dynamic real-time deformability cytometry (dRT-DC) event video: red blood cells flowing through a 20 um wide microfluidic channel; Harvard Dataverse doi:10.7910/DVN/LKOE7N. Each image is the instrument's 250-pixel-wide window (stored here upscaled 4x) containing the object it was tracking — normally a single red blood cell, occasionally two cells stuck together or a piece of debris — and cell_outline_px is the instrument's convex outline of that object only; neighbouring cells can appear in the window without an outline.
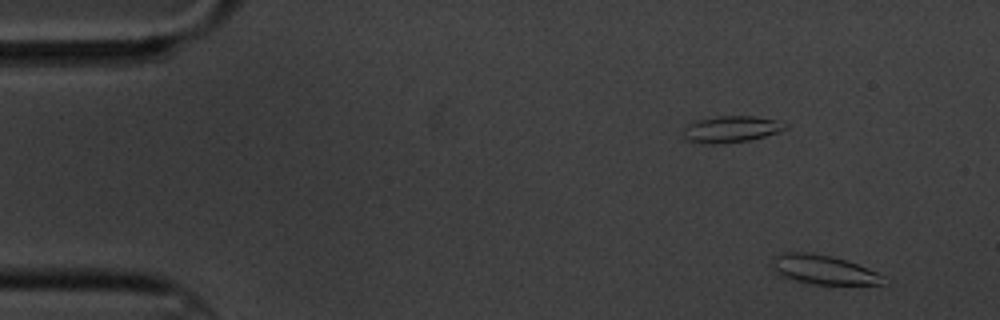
{"species": "common noctule bat (a hibernating species)", "species_latin": "Nyctalus noctula", "temperature_condition": "cold", "stored_images_in_passage": 8, "camera_frame_rate_fps": 3000, "um_per_image_px": 0.085, "animal": {"sex": "male", "body_mass_g": 20.1, "forearm_length_mm": 53.5}, "frame": {"image": 1, "passage_image": 1, "time_ms": 0.0, "image_size_px": [1000, 320], "cell_outline_px": [[884, 284], [812, 284], [792, 280], [780, 276], [768, 264], [776, 256], [784, 252], [808, 252], [832, 256], [868, 268], [884, 276]], "centroid_in_image_um": [69.92, 22.92], "position_along_channel_um": 15.1, "area_um2": 18.96}}
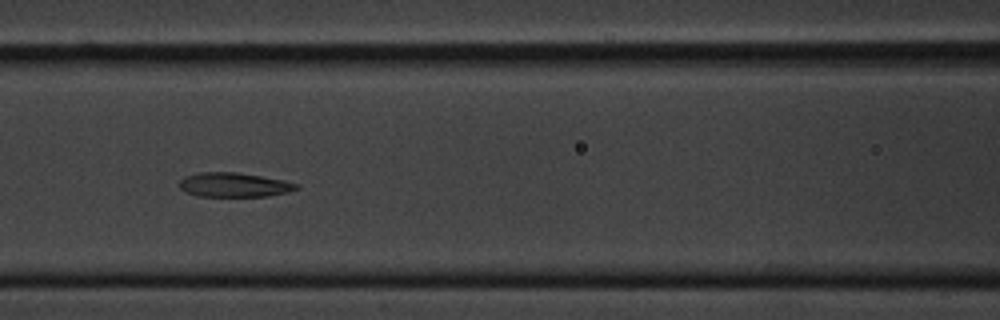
{"frame": {"image": 2, "passage_image": 7, "time_ms": 7.0, "image_size_px": [1000, 320], "cell_outline_px": [[300, 188], [288, 192], [268, 196], [196, 196], [184, 192], [180, 188], [180, 180], [184, 176], [196, 172], [236, 172], [284, 180], [296, 184]], "centroid_in_image_um": [19.85, 15.71], "position_along_channel_um": 146.8, "area_um2": 16.65}}
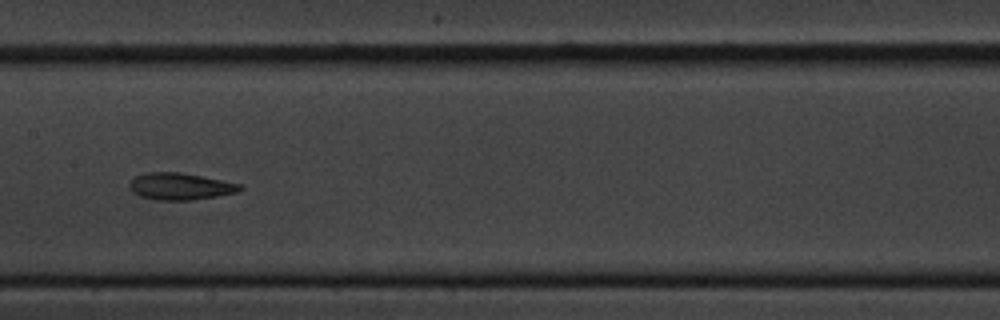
{"frame": {"image": 3, "passage_image": 8, "time_ms": 8.333, "image_size_px": [1000, 320], "cell_outline_px": [[244, 188], [236, 192], [216, 196], [192, 200], [156, 200], [140, 196], [132, 192], [128, 188], [128, 184], [136, 176], [148, 172], [180, 172], [244, 184]], "centroid_in_image_um": [15.32, 15.84], "position_along_channel_um": 192.1, "area_um2": 17.4}}